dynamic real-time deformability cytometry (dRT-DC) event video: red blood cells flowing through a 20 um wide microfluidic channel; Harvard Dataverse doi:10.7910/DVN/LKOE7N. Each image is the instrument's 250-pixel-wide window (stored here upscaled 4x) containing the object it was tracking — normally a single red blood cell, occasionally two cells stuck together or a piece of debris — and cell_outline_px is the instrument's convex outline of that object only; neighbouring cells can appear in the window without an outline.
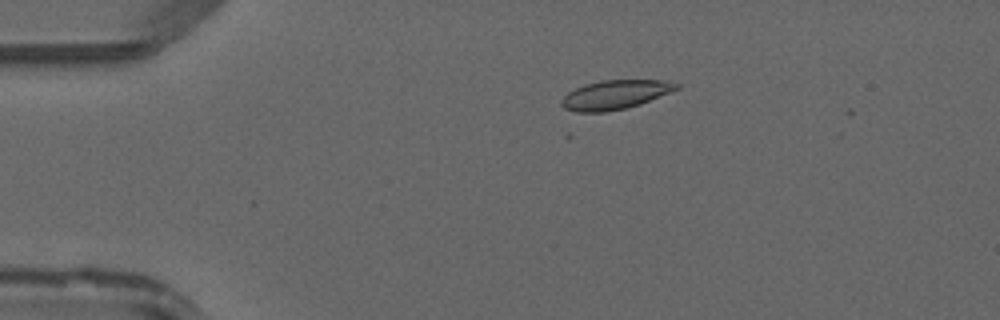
{"species": "common noctule bat (a hibernating species)", "species_latin": "Nyctalus noctula", "temperature_condition": "warm", "stored_images_in_passage": 4, "camera_frame_rate_fps": 3000, "um_per_image_px": 0.085, "animal": {"sex": "male", "forearm_length_mm": 52.5}, "frame": {"image": 1, "passage_image": 2, "time_ms": 0.333, "image_size_px": [1000, 320], "cell_outline_px": [[680, 88], [640, 104], [628, 108], [604, 112], [576, 112], [564, 108], [560, 104], [560, 100], [568, 92], [584, 84], [600, 80], [664, 80], [680, 84]], "centroid_in_image_um": [52.26, 8.05], "position_along_channel_um": 32.7, "area_um2": 19.59}}